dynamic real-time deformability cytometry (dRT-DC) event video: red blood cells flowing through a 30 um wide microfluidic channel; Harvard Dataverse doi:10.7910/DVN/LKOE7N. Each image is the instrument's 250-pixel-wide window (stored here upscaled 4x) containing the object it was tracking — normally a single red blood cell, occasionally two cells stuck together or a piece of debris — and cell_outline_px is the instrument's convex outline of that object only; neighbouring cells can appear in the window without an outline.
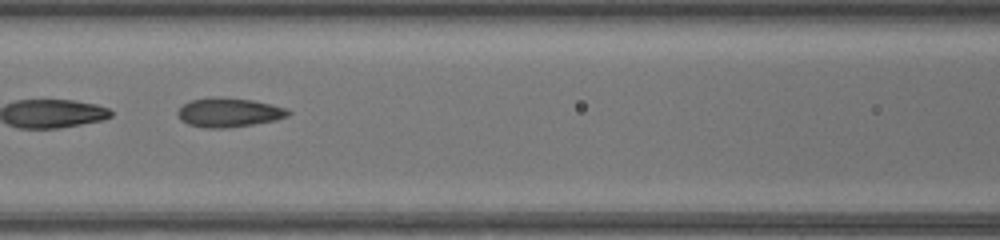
{"species": "common noctule bat (a hibernating species)", "species_latin": "Nyctalus noctula", "temperature_condition": "warm", "stored_images_in_passage": 46, "segment_of_instrument_passage": [2, 2], "camera_frame_rate_fps": 3000, "um_per_image_px": 0.085, "animal": {"sex": "female", "body_mass_g": 17.0, "forearm_length_mm": 48.0}, "frame": {"image": 1, "passage_image": 22, "time_ms": 7.0, "image_size_px": [1000, 240], "cell_outline_px": [[292, 112], [288, 116], [276, 120], [228, 128], [204, 128], [188, 124], [180, 120], [176, 112], [184, 104], [192, 100], [216, 96], [252, 100], [284, 108]], "centroid_in_image_um": [19.42, 9.57], "position_along_channel_um": 147.2, "area_um2": 18.67}}
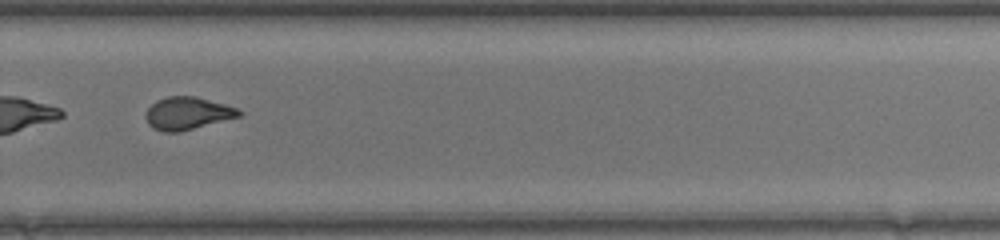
{"frame": {"image": 2, "passage_image": 33, "time_ms": 10.667, "image_size_px": [1000, 240], "cell_outline_px": [[244, 112], [240, 116], [180, 132], [164, 132], [152, 128], [148, 124], [144, 116], [148, 108], [156, 100], [168, 96], [196, 96], [224, 104], [236, 108]], "centroid_in_image_um": [15.91, 9.63], "position_along_channel_um": 313.9, "area_um2": 17.74}}
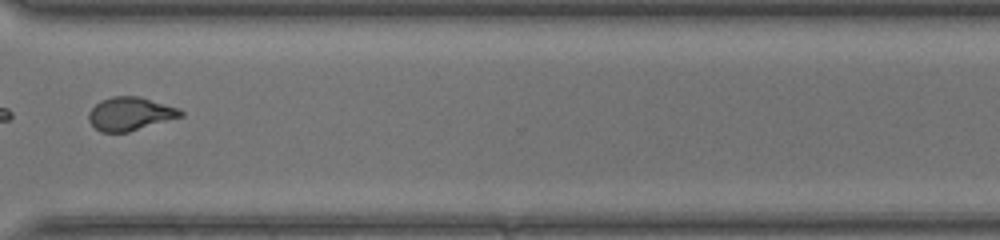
{"frame": {"image": 3, "passage_image": 36, "time_ms": 11.667, "image_size_px": [1000, 240], "cell_outline_px": [[184, 116], [128, 132], [100, 132], [88, 120], [88, 112], [100, 100], [112, 96], [140, 96], [180, 108], [184, 112]], "centroid_in_image_um": [11.08, 9.66], "position_along_channel_um": 359.5, "area_um2": 18.03}}